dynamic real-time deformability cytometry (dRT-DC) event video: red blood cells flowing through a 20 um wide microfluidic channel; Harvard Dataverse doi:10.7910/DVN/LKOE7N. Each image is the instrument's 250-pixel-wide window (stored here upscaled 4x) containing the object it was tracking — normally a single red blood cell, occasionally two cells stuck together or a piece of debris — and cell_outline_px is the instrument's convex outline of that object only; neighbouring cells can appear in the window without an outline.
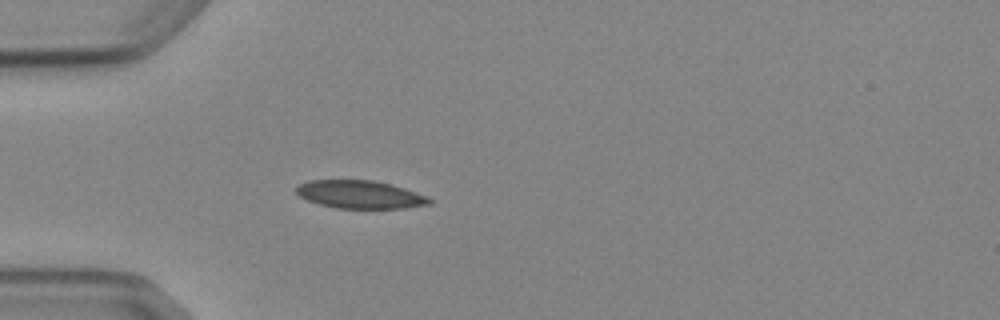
{"species": "Egyptian fruit bat (a non-hibernating species)", "species_latin": "Rousettus aegyptiacus", "temperature_condition": "cold", "stored_images_in_passage": 1, "camera_frame_rate_fps": 3000, "um_per_image_px": 0.085, "animal": {"sex": "female"}, "frame": {"image": 1, "passage_image": 1, "time_ms": 0.0, "image_size_px": [1000, 320], "cell_outline_px": [[432, 204], [404, 208], [336, 208], [320, 204], [308, 200], [300, 196], [296, 192], [296, 188], [300, 184], [308, 180], [372, 180], [404, 188], [424, 196], [432, 200]], "centroid_in_image_um": [30.58, 16.53], "position_along_channel_um": 54.4, "area_um2": 21.39}}